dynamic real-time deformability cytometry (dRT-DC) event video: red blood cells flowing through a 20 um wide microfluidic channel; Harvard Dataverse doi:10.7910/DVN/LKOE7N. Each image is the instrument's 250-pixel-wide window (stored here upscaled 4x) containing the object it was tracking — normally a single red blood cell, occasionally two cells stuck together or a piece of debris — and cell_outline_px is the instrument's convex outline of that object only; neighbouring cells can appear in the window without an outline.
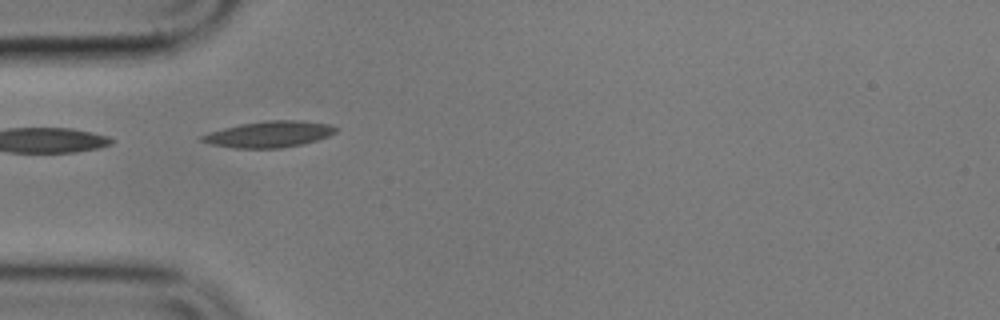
{"species": "common noctule bat (a hibernating species)", "species_latin": "Nyctalus noctula", "temperature_condition": "cold", "stored_images_in_passage": 3, "camera_frame_rate_fps": 3000, "um_per_image_px": 0.085, "animal": {"sex": "male", "body_mass_g": 17.9}, "frame": {"image": 1, "passage_image": 3, "time_ms": 5.0, "image_size_px": [1000, 320], "cell_outline_px": [[336, 132], [328, 136], [304, 144], [280, 148], [236, 148], [212, 144], [200, 140], [200, 136], [208, 132], [240, 124], [264, 120], [300, 120], [332, 124], [336, 128]], "centroid_in_image_um": [22.89, 11.4], "position_along_channel_um": 62.1, "area_um2": 20.46}}